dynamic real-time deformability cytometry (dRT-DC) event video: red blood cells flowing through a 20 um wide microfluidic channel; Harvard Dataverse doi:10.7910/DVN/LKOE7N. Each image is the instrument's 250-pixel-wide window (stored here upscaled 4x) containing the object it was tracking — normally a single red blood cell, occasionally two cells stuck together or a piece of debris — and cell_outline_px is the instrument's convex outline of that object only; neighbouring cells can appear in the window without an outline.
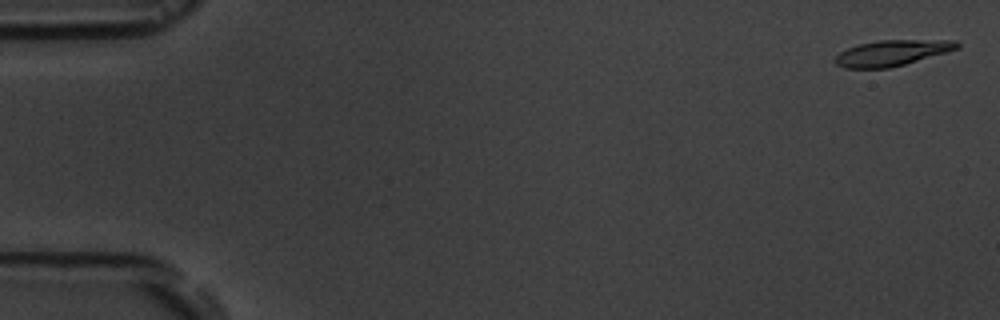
{"species": "common noctule bat (a hibernating species)", "species_latin": "Nyctalus noctula", "temperature_condition": "room temperature", "stored_images_in_passage": 6, "camera_frame_rate_fps": 3000, "um_per_image_px": 0.085, "animal": {"sex": "male", "body_mass_g": 19.5, "forearm_length_mm": 54.6}, "frame": {"image": 1, "passage_image": 1, "time_ms": 0.0, "image_size_px": [1000, 320], "cell_outline_px": [[960, 48], [904, 64], [888, 68], [844, 68], [836, 64], [832, 60], [840, 52], [848, 48], [860, 44], [880, 40], [956, 40], [960, 44]], "centroid_in_image_um": [75.81, 4.5], "position_along_channel_um": 9.2, "area_um2": 18.15}}
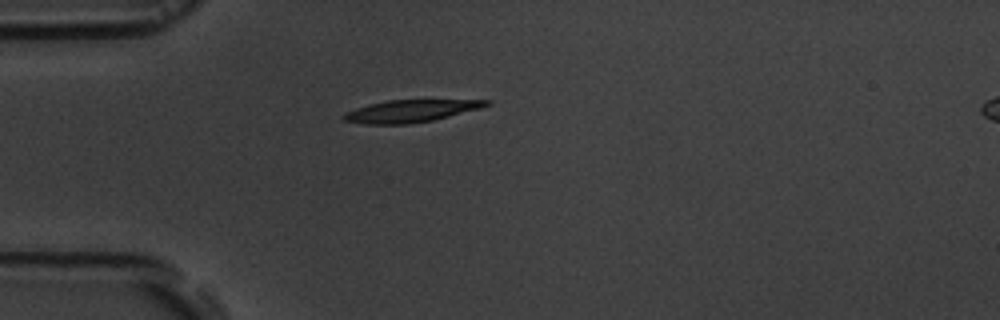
{"frame": {"image": 2, "passage_image": 5, "time_ms": 4.667, "image_size_px": [1000, 320], "cell_outline_px": [[492, 104], [480, 108], [432, 120], [408, 124], [364, 124], [344, 120], [340, 116], [344, 112], [368, 104], [388, 100], [492, 100]], "centroid_in_image_um": [34.86, 9.43], "position_along_channel_um": 50.1, "area_um2": 18.44}}